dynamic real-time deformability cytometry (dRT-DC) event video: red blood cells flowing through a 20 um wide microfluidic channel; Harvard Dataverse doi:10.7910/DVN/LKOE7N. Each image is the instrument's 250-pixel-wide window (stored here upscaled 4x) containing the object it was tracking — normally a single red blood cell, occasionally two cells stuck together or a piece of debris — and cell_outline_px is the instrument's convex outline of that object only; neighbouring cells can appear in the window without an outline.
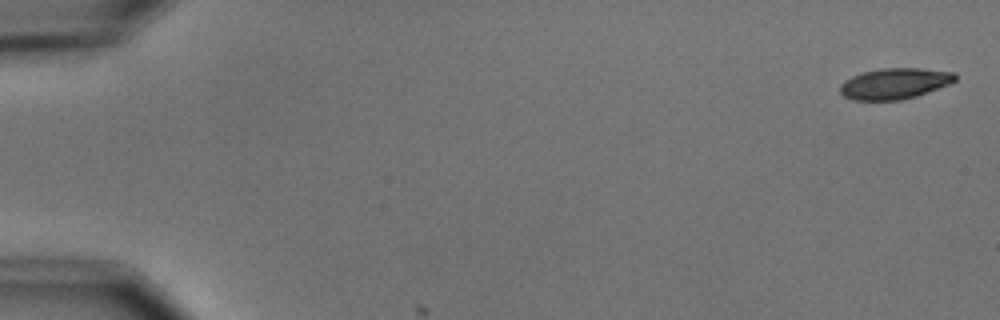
{"species": "common noctule bat (a hibernating species)", "species_latin": "Nyctalus noctula", "temperature_condition": "cold", "stored_images_in_passage": 2, "camera_frame_rate_fps": 3000, "um_per_image_px": 0.085, "animal": {"sex": "male", "body_mass_g": 15.6}, "frame": {"image": 1, "passage_image": 1, "time_ms": 0.0, "image_size_px": [1000, 320], "cell_outline_px": [[956, 80], [948, 84], [916, 96], [900, 100], [852, 100], [844, 96], [840, 92], [840, 84], [844, 80], [852, 76], [864, 72], [880, 68], [920, 68], [956, 72]], "centroid_in_image_um": [76.03, 7.1], "position_along_channel_um": 9.0, "area_um2": 20.69}}